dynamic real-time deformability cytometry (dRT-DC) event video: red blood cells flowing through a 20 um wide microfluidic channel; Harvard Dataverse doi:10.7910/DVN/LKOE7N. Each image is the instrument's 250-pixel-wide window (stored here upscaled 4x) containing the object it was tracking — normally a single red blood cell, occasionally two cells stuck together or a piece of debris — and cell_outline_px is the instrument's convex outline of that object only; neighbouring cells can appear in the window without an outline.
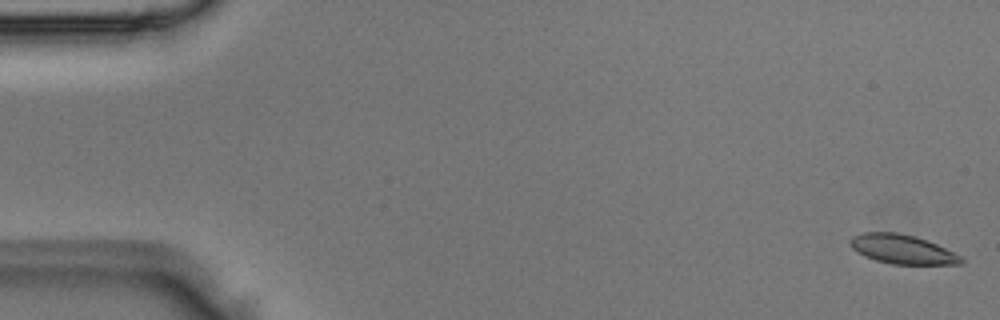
{"species": "Egyptian fruit bat (a non-hibernating species)", "species_latin": "Rousettus aegyptiacus", "temperature_condition": "room temperature", "stored_images_in_passage": 4, "camera_frame_rate_fps": 3000, "um_per_image_px": 0.085, "animal": {"sex": "male"}, "frame": {"image": 1, "passage_image": 1, "time_ms": 0.0, "image_size_px": [1000, 320], "cell_outline_px": [[964, 260], [960, 264], [892, 264], [876, 260], [864, 256], [856, 252], [848, 244], [848, 240], [852, 236], [860, 232], [896, 232], [928, 240], [960, 256]], "centroid_in_image_um": [76.61, 21.18], "position_along_channel_um": 8.4, "area_um2": 18.84}}
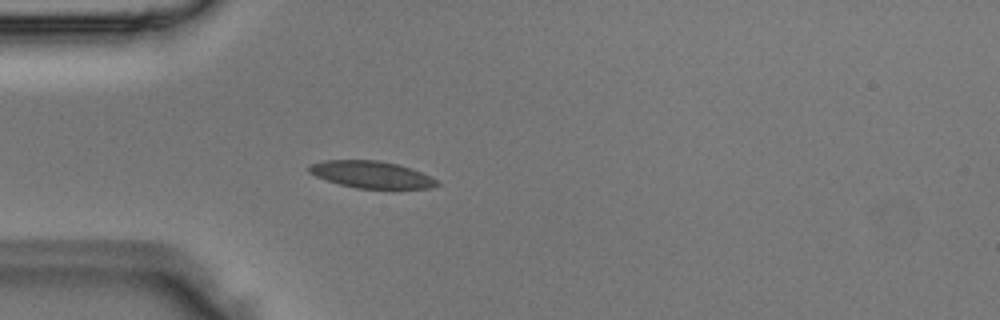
{"frame": {"image": 2, "passage_image": 4, "time_ms": 1.0, "image_size_px": [1000, 320], "cell_outline_px": [[440, 184], [432, 188], [356, 188], [340, 184], [316, 176], [308, 172], [308, 164], [324, 160], [380, 160], [396, 164], [432, 176], [440, 180]], "centroid_in_image_um": [31.57, 14.83], "position_along_channel_um": 53.4, "area_um2": 20.06}}